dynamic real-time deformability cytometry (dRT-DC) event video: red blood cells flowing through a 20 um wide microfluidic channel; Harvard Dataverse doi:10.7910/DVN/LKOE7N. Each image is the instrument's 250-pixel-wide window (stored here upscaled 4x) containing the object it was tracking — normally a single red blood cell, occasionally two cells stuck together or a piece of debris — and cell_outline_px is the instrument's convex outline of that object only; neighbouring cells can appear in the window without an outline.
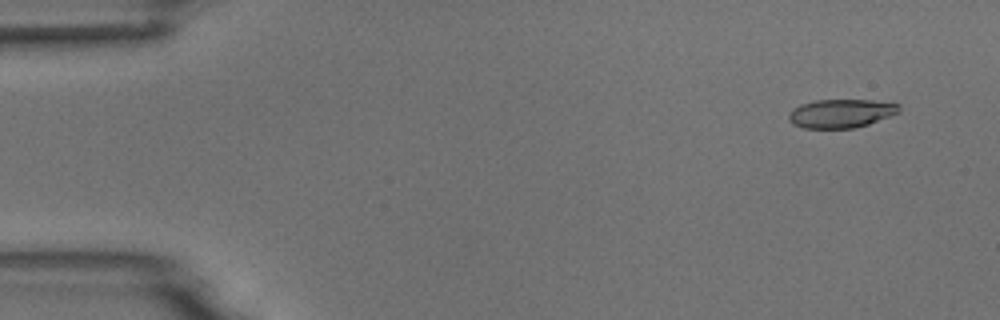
{"species": "common noctule bat (a hibernating species)", "species_latin": "Nyctalus noctula", "temperature_condition": "room temperature", "stored_images_in_passage": 5, "camera_frame_rate_fps": 3000, "um_per_image_px": 0.085, "animal": {"sex": "male", "body_mass_g": 18.8}, "frame": {"image": 1, "passage_image": 2, "time_ms": 1.0, "image_size_px": [1000, 320], "cell_outline_px": [[900, 112], [868, 124], [852, 128], [804, 128], [792, 124], [788, 120], [788, 112], [792, 108], [800, 104], [816, 100], [872, 100], [900, 104]], "centroid_in_image_um": [71.45, 9.63], "position_along_channel_um": 13.6, "area_um2": 18.5}}
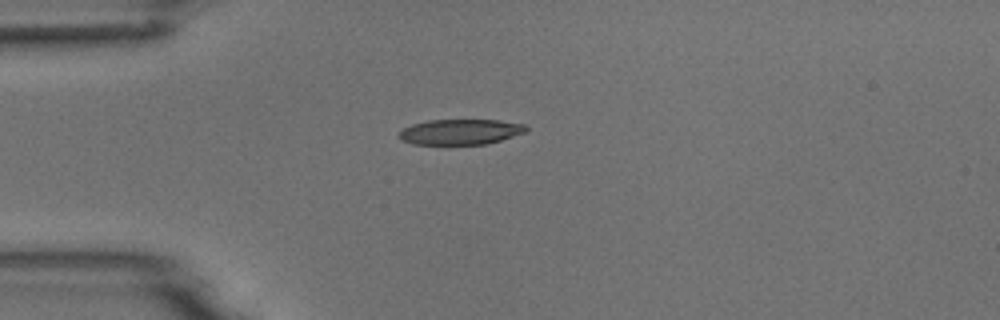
{"frame": {"image": 2, "passage_image": 5, "time_ms": 4.333, "image_size_px": [1000, 320], "cell_outline_px": [[528, 132], [500, 140], [484, 144], [412, 144], [400, 140], [396, 136], [404, 128], [412, 124], [428, 120], [500, 120], [524, 124], [528, 128]], "centroid_in_image_um": [39.13, 11.2], "position_along_channel_um": 45.9, "area_um2": 18.9}}